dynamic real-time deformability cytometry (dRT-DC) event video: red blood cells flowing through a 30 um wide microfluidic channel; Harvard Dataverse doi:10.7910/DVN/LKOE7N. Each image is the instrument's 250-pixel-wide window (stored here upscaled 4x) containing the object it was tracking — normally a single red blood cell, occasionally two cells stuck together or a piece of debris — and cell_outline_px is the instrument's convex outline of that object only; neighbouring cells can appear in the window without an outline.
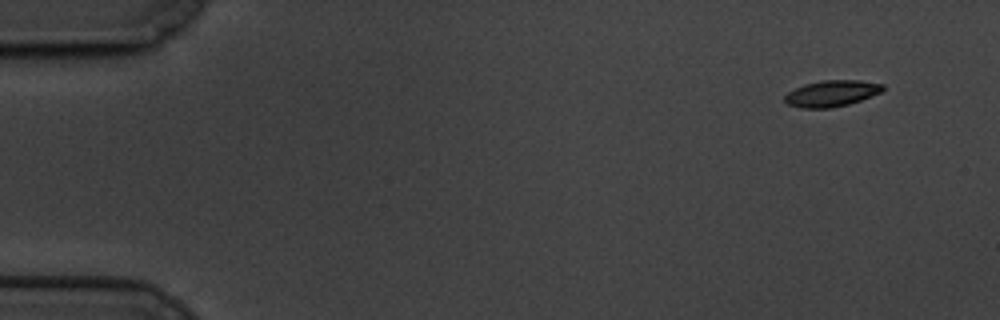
{"species": "common noctule bat (a hibernating species)", "species_latin": "Nyctalus noctula", "temperature_condition": "cold", "stored_images_in_passage": 57, "camera_frame_rate_fps": 3000, "um_per_image_px": 0.085, "animal": {"sex": "male", "body_mass_g": 19.5, "forearm_length_mm": 54.6}, "frame": {"image": 1, "passage_image": 1, "time_ms": 0.0, "image_size_px": [1000, 320], "cell_outline_px": [[884, 88], [880, 92], [860, 100], [848, 104], [832, 108], [800, 108], [788, 104], [784, 100], [784, 96], [788, 92], [804, 84], [824, 80], [860, 80], [884, 84]], "centroid_in_image_um": [70.67, 7.94], "position_along_channel_um": 14.3, "area_um2": 14.91}}
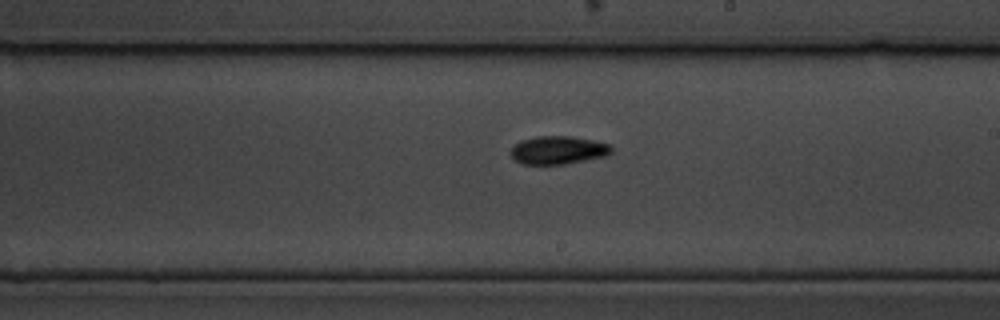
{"frame": {"image": 2, "passage_image": 32, "time_ms": 10.333, "image_size_px": [1000, 320], "cell_outline_px": [[612, 152], [604, 156], [564, 164], [520, 164], [508, 152], [520, 140], [536, 136], [568, 136], [592, 140], [612, 144]], "centroid_in_image_um": [47.42, 12.75], "position_along_channel_um": 241.6, "area_um2": 16.47}}
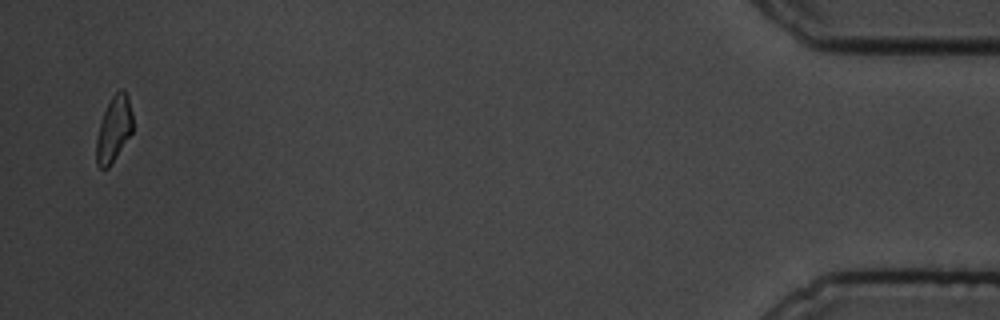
{"frame": {"image": 3, "passage_image": 56, "time_ms": 18.333, "image_size_px": [1000, 320], "cell_outline_px": [[132, 132], [108, 168], [100, 168], [96, 164], [96, 140], [100, 120], [112, 96], [120, 88], [124, 88], [128, 96], [132, 112]], "centroid_in_image_um": [9.67, 10.94], "position_along_channel_um": 425.5, "area_um2": 13.87}, "authors_computed_cell_mechanics": {"area_um2": 15.3748, "velocity_mm_per_s": 3.3206, "shape_relaxation_time_tau1_ms": 5.0968, "shape_relaxation_time_tau2_ms": null, "deformation_change_tau1": 0.1361, "deformation_change_tau2": null}}